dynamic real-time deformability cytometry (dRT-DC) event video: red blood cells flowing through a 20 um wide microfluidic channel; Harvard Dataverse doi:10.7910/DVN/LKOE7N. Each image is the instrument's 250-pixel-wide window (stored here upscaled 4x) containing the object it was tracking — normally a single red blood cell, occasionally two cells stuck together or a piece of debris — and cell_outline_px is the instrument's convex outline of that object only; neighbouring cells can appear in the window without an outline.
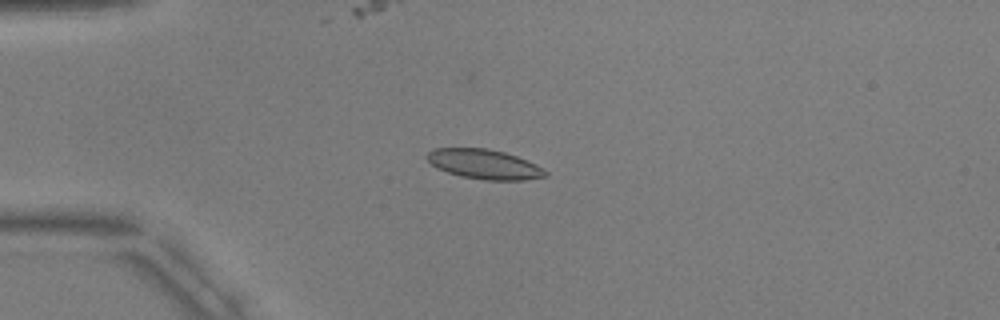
{"species": "common noctule bat (a hibernating species)", "species_latin": "Nyctalus noctula", "temperature_condition": "warm", "stored_images_in_passage": 6, "camera_frame_rate_fps": 3000, "um_per_image_px": 0.085, "animal": {"sex": "male", "body_mass_g": 17.9, "forearm_length_mm": 54.2}, "frame": {"image": 1, "passage_image": 4, "time_ms": 4.333, "image_size_px": [1000, 320], "cell_outline_px": [[548, 176], [524, 180], [484, 180], [460, 176], [436, 168], [424, 156], [432, 148], [488, 148], [504, 152], [516, 156], [536, 164], [548, 172]], "centroid_in_image_um": [41.15, 13.95], "position_along_channel_um": 43.9, "area_um2": 20.58}}
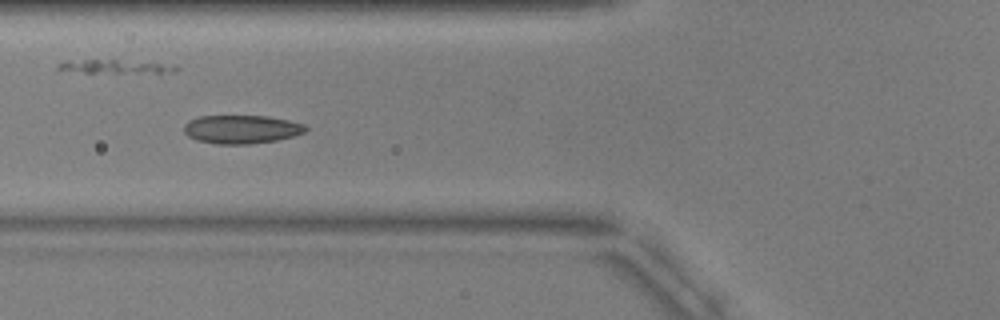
{"frame": {"image": 2, "passage_image": 6, "time_ms": 6.667, "image_size_px": [1000, 320], "cell_outline_px": [[308, 128], [304, 132], [292, 136], [276, 140], [248, 144], [216, 144], [196, 140], [188, 136], [184, 132], [184, 124], [188, 120], [200, 116], [268, 116], [288, 120], [304, 124]], "centroid_in_image_um": [20.49, 10.99], "position_along_channel_um": 105.3, "area_um2": 20.17}}